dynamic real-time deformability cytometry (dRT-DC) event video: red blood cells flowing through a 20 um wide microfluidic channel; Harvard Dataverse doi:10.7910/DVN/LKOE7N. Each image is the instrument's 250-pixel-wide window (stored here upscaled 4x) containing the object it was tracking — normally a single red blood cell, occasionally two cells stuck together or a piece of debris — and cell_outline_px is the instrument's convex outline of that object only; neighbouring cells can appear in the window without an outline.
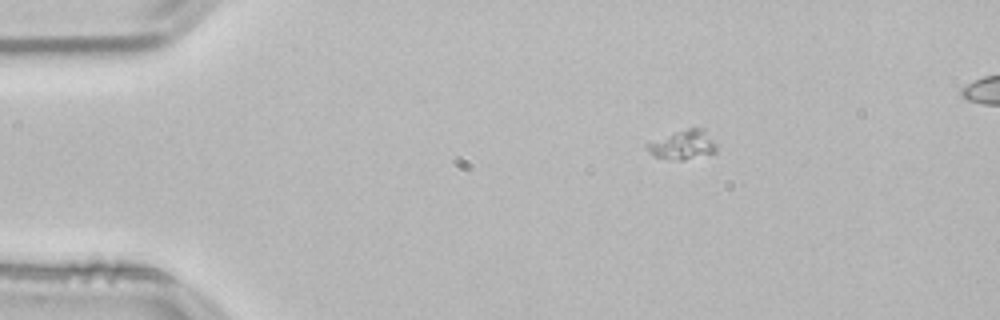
{"species": "common noctule bat (a hibernating species)", "species_latin": "Nyctalus noctula", "temperature_condition": "room temperature", "stored_images_in_passage": 50, "segment_of_instrument_passage": [1, 2], "camera_frame_rate_fps": 3000, "um_per_image_px": 0.085, "animal": {"sex": "male", "body_mass_g": 21.5, "forearm_length_mm": 52.0}, "frame": {"image": 1, "passage_image": 5, "time_ms": 1.333, "image_size_px": [1000, 320], "cell_outline_px": [[716, 152], [684, 160], [680, 160], [652, 156], [644, 148], [644, 144], [676, 132], [688, 128], [704, 128], [716, 144]], "centroid_in_image_um": [58.02, 12.32], "position_along_channel_um": 27.0, "area_um2": 11.68}}
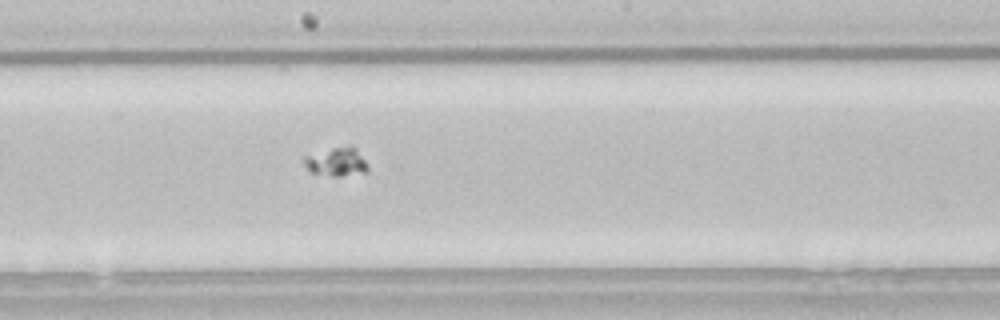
{"frame": {"image": 2, "passage_image": 25, "time_ms": 8.0, "image_size_px": [1000, 320], "cell_outline_px": [[368, 172], [340, 176], [332, 176], [308, 172], [304, 164], [304, 156], [332, 148], [356, 148], [364, 160], [368, 168]], "centroid_in_image_um": [28.56, 13.8], "position_along_channel_um": 219.6, "area_um2": 10.35}}
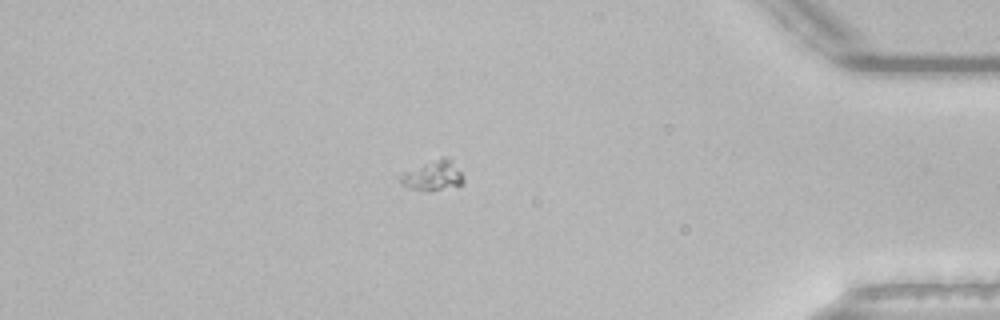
{"frame": {"image": 3, "passage_image": 42, "time_ms": 13.667, "image_size_px": [1000, 320], "cell_outline_px": [[464, 184], [440, 188], [408, 188], [400, 184], [396, 176], [404, 172], [444, 156], [460, 172], [464, 180]], "centroid_in_image_um": [36.72, 14.92], "position_along_channel_um": 398.5, "area_um2": 10.17}}